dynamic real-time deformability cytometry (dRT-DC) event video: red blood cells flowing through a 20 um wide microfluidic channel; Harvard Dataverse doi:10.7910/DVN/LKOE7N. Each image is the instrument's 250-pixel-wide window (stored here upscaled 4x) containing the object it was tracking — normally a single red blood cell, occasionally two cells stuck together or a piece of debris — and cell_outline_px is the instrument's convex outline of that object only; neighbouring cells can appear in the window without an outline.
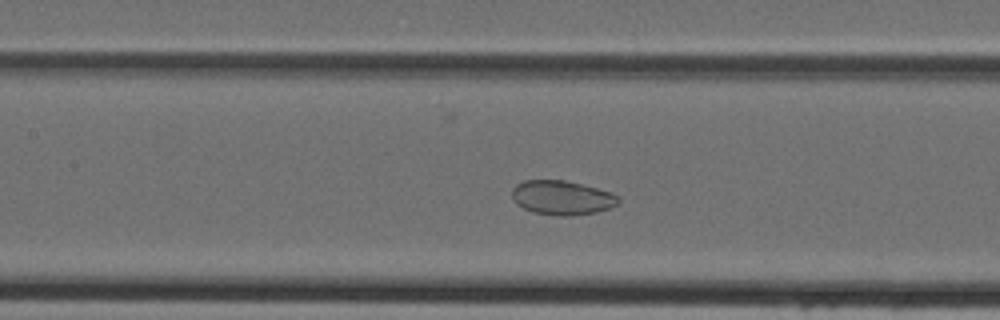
{"species": "Egyptian fruit bat (a non-hibernating species)", "species_latin": "Rousettus aegyptiacus", "temperature_condition": "cold", "stored_images_in_passage": 40, "camera_frame_rate_fps": 3000, "um_per_image_px": 0.085, "animal": {"sex": "female"}, "frame": {"image": 1, "passage_image": 15, "time_ms": 4.667, "image_size_px": [1000, 320], "cell_outline_px": [[620, 200], [616, 204], [608, 208], [596, 212], [572, 216], [560, 216], [532, 212], [516, 204], [512, 196], [512, 188], [516, 184], [524, 180], [564, 180], [612, 192], [620, 196]], "centroid_in_image_um": [47.75, 16.8], "position_along_channel_um": 159.6, "area_um2": 21.27}}
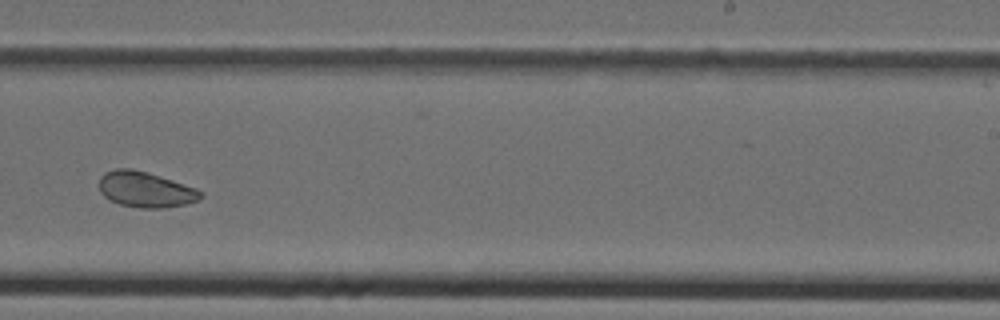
{"frame": {"image": 2, "passage_image": 23, "time_ms": 7.333, "image_size_px": [1000, 320], "cell_outline_px": [[204, 196], [196, 200], [184, 204], [164, 208], [140, 208], [120, 204], [108, 200], [100, 192], [100, 176], [104, 172], [116, 168], [132, 168], [148, 172], [196, 188], [204, 192]], "centroid_in_image_um": [12.35, 16.1], "position_along_channel_um": 276.7, "area_um2": 21.15}}
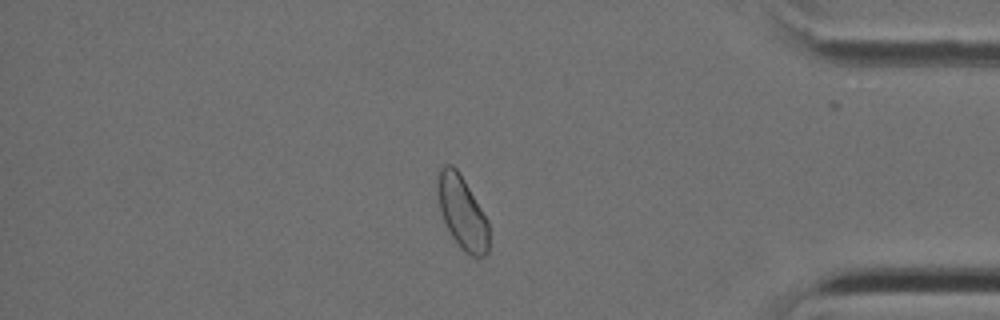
{"frame": {"image": 3, "passage_image": 33, "time_ms": 10.667, "image_size_px": [1000, 320], "cell_outline_px": [[488, 252], [484, 256], [472, 256], [464, 252], [460, 248], [452, 236], [440, 212], [436, 184], [440, 168], [444, 164], [452, 164], [460, 172], [488, 220]], "centroid_in_image_um": [39.27, 18.03], "position_along_channel_um": 395.9, "area_um2": 21.85}}